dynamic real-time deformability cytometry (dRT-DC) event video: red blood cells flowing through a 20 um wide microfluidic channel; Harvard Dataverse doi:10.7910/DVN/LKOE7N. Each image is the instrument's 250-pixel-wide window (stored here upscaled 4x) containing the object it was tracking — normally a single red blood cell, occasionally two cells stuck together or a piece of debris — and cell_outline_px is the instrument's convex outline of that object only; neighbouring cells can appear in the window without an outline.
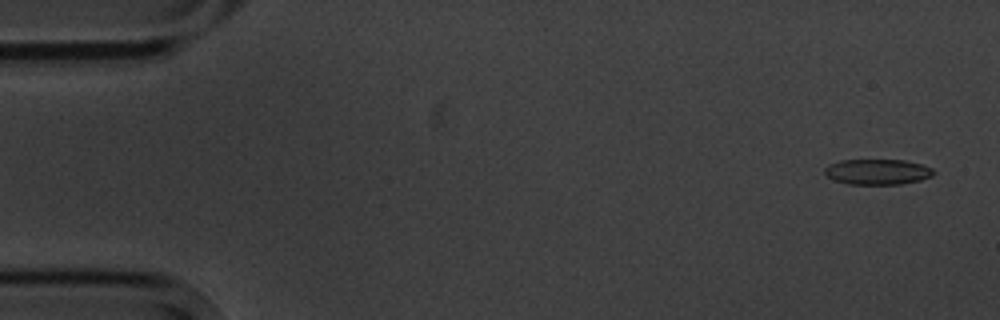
{"species": "common noctule bat (a hibernating species)", "species_latin": "Nyctalus noctula", "temperature_condition": "cold", "stored_images_in_passage": 5, "camera_frame_rate_fps": 3000, "um_per_image_px": 0.085, "animal": {"sex": "male", "body_mass_g": 20.1, "forearm_length_mm": 53.5}, "frame": {"image": 1, "passage_image": 1, "time_ms": 0.0, "image_size_px": [1000, 320], "cell_outline_px": [[936, 172], [932, 176], [920, 180], [900, 184], [848, 184], [832, 180], [824, 172], [824, 168], [828, 164], [840, 160], [904, 160], [920, 164], [932, 168]], "centroid_in_image_um": [74.56, 14.6], "position_along_channel_um": 10.4, "area_um2": 16.24}}
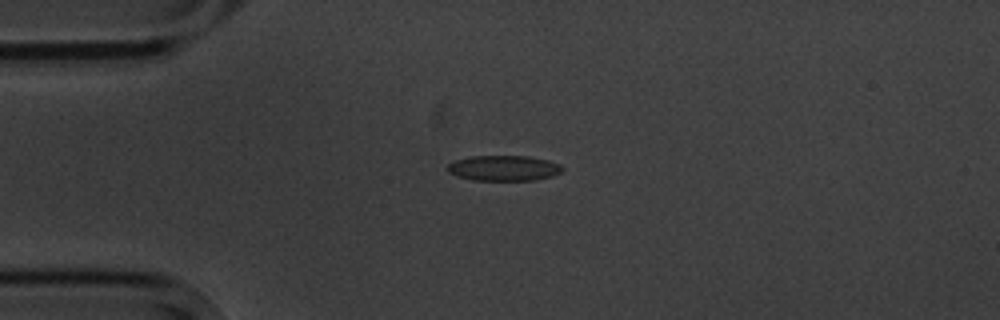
{"frame": {"image": 2, "passage_image": 4, "time_ms": 3.667, "image_size_px": [1000, 320], "cell_outline_px": [[564, 168], [560, 172], [552, 176], [536, 180], [472, 180], [456, 176], [448, 172], [444, 168], [448, 164], [456, 160], [472, 156], [528, 156], [548, 160], [560, 164]], "centroid_in_image_um": [42.79, 14.29], "position_along_channel_um": 42.2, "area_um2": 17.11}}